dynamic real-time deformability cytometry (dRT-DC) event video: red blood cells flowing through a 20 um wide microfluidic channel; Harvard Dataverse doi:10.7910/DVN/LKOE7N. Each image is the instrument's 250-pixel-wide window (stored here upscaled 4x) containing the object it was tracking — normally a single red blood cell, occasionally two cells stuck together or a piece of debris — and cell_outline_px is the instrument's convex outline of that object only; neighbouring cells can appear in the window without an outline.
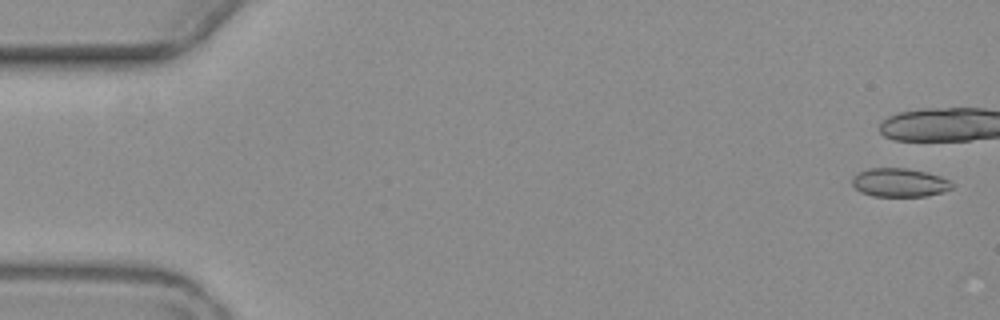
{"species": "common noctule bat (a hibernating species)", "species_latin": "Nyctalus noctula", "temperature_condition": "warm", "stored_images_in_passage": 4, "camera_frame_rate_fps": 3000, "um_per_image_px": 0.085, "animal": {"sex": "female", "body_mass_g": 19.3, "forearm_length_mm": 54.1}, "frame": {"image": 1, "passage_image": 1, "time_ms": 0.0, "image_size_px": [1000, 320], "cell_outline_px": [[952, 188], [940, 192], [924, 196], [872, 196], [860, 192], [852, 184], [852, 176], [868, 168], [908, 168], [928, 172], [940, 176], [948, 180], [952, 184]], "centroid_in_image_um": [76.42, 15.51], "position_along_channel_um": 8.6, "area_um2": 16.59}}